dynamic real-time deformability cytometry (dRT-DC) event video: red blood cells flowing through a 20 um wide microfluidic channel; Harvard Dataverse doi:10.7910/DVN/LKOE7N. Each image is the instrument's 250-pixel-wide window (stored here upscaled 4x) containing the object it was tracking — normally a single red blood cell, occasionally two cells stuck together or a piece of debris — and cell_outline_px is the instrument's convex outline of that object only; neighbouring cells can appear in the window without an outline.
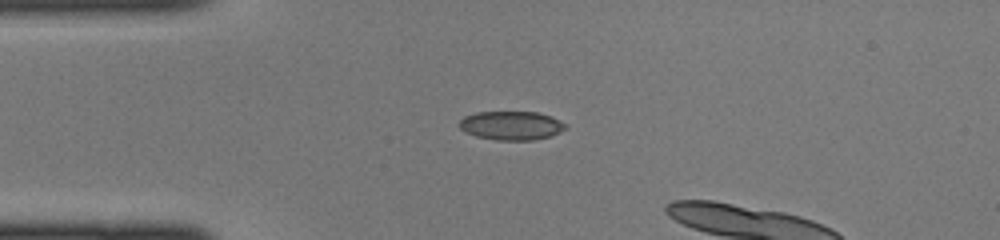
{"species": "common noctule bat (a hibernating species)", "species_latin": "Nyctalus noctula", "temperature_condition": "cold", "stored_images_in_passage": 27, "camera_frame_rate_fps": 3000, "um_per_image_px": 0.085, "animal": {"sex": "female", "body_mass_g": 22.0, "forearm_length_mm": 56.7}, "frame": {"image": 1, "passage_image": 1, "time_ms": 0.0, "image_size_px": [1000, 240], "cell_outline_px": [[568, 128], [552, 136], [532, 140], [496, 140], [476, 136], [464, 132], [456, 124], [464, 116], [476, 112], [536, 112], [552, 116], [568, 124]], "centroid_in_image_um": [43.47, 10.67], "position_along_channel_um": 41.5, "area_um2": 18.15}}
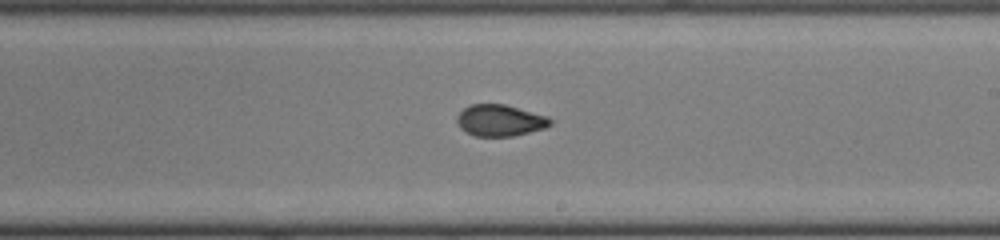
{"frame": {"image": 2, "passage_image": 16, "time_ms": 5.0, "image_size_px": [1000, 240], "cell_outline_px": [[552, 124], [544, 128], [512, 136], [476, 136], [464, 132], [460, 128], [456, 120], [456, 116], [464, 108], [472, 104], [504, 104], [548, 116], [552, 120]], "centroid_in_image_um": [42.48, 10.23], "position_along_channel_um": 246.5, "area_um2": 17.11}}
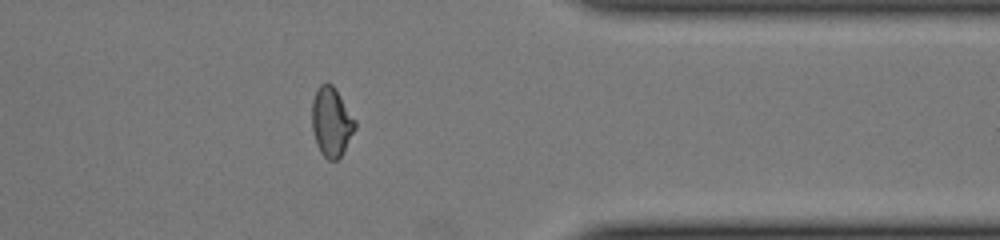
{"frame": {"image": 3, "passage_image": 26, "time_ms": 8.333, "image_size_px": [1000, 240], "cell_outline_px": [[356, 128], [340, 156], [336, 160], [328, 160], [320, 152], [316, 144], [312, 128], [312, 100], [320, 84], [332, 84], [336, 88], [356, 120]], "centroid_in_image_um": [28.17, 10.35], "position_along_channel_um": 383.2, "area_um2": 17.34}}